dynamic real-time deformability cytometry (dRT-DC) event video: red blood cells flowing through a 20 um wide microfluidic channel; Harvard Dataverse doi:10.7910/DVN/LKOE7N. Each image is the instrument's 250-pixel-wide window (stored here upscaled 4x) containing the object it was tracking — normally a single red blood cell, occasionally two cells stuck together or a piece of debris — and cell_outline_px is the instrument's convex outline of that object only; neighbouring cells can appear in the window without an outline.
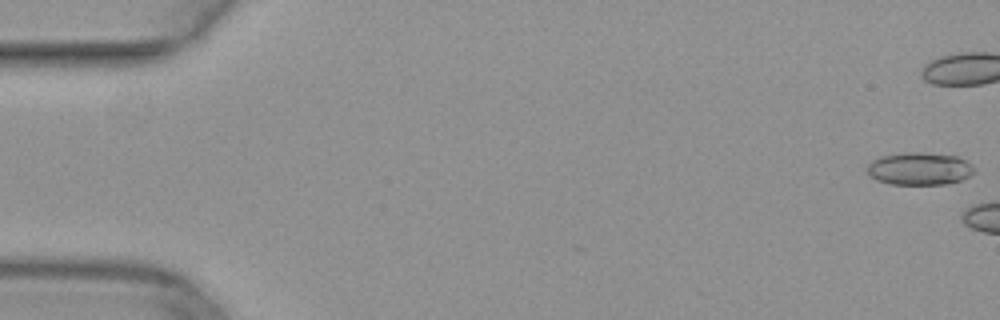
{"species": "common noctule bat (a hibernating species)", "species_latin": "Nyctalus noctula", "temperature_condition": "warm", "stored_images_in_passage": 5, "camera_frame_rate_fps": 3000, "um_per_image_px": 0.085, "animal": {"sex": "female", "body_mass_g": 29.2, "forearm_length_mm": 56.3}, "frame": {"image": 1, "passage_image": 1, "time_ms": 0.0, "image_size_px": [1000, 320], "cell_outline_px": [[976, 172], [960, 180], [948, 184], [892, 184], [876, 180], [868, 176], [868, 164], [872, 160], [884, 156], [904, 152], [916, 152], [956, 156], [972, 164], [976, 168]], "centroid_in_image_um": [78.17, 14.35], "position_along_channel_um": 6.8, "area_um2": 20.29}}